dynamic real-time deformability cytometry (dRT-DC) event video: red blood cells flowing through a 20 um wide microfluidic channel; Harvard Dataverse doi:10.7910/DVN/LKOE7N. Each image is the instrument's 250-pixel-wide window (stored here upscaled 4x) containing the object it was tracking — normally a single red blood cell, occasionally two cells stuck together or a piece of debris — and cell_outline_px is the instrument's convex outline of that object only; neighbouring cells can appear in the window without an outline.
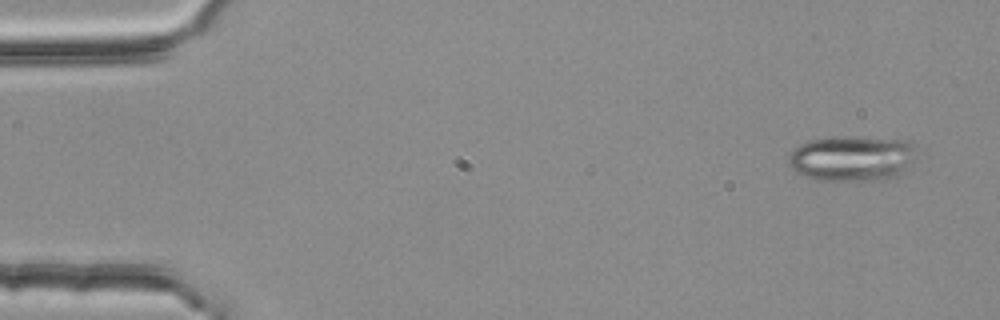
{"species": "common noctule bat (a hibernating species)", "species_latin": "Nyctalus noctula", "temperature_condition": "room temperature", "stored_images_in_passage": 3, "camera_frame_rate_fps": 3000, "um_per_image_px": 0.085, "animal": {"sex": "female", "body_mass_g": 25.1}, "frame": {"image": 1, "passage_image": 1, "time_ms": 0.0, "image_size_px": [1000, 320], "cell_outline_px": [[916, 144], [912, 160], [904, 172], [896, 176], [884, 180], [824, 180], [804, 176], [796, 172], [788, 164], [788, 156], [792, 148], [808, 140], [832, 136], [856, 136], [912, 140]], "centroid_in_image_um": [72.42, 13.43], "position_along_channel_um": 12.6, "area_um2": 34.51}}